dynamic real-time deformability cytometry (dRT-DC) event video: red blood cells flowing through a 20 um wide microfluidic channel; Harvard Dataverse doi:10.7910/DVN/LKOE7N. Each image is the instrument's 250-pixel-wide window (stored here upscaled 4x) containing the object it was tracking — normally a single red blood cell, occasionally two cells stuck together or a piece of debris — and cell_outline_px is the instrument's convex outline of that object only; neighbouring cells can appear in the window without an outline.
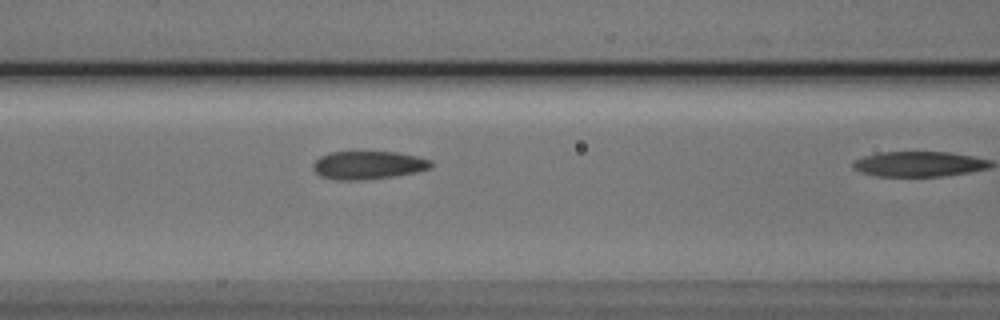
{"species": "Egyptian fruit bat (a non-hibernating species)", "species_latin": "Rousettus aegyptiacus", "temperature_condition": "cold", "stored_images_in_passage": 11, "camera_frame_rate_fps": 3000, "um_per_image_px": 0.085, "animal": {"sex": "male"}, "frame": {"image": 1, "passage_image": 10, "time_ms": 3.0, "image_size_px": [1000, 320], "cell_outline_px": [[432, 168], [416, 172], [392, 176], [364, 180], [340, 180], [320, 176], [312, 168], [312, 164], [320, 156], [328, 152], [396, 152], [416, 156], [432, 160]], "centroid_in_image_um": [31.29, 14.03], "position_along_channel_um": 135.3, "area_um2": 19.36}}